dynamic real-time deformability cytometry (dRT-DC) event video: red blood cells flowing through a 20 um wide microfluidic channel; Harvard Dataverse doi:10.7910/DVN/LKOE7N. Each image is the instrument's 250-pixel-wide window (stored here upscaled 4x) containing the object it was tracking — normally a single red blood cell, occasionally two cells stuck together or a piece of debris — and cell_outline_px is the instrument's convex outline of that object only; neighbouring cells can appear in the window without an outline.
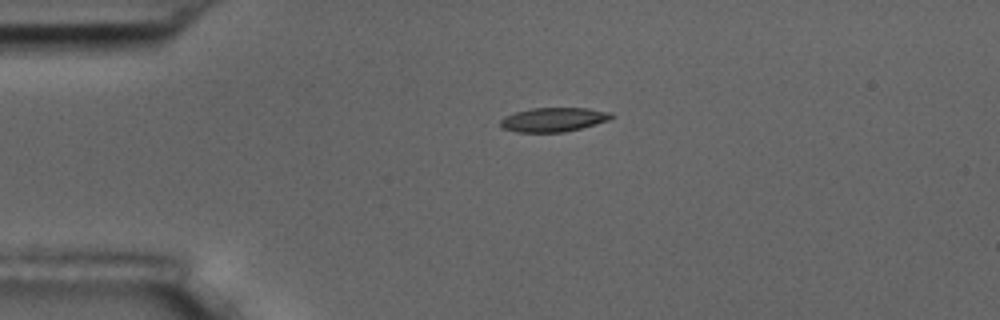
{"species": "common noctule bat (a hibernating species)", "species_latin": "Nyctalus noctula", "temperature_condition": "room temperature", "stored_images_in_passage": 2, "camera_frame_rate_fps": 3000, "um_per_image_px": 0.085, "animal": {"sex": "male", "body_mass_g": 17.5, "forearm_length_mm": 52.3}, "frame": {"image": 1, "passage_image": 1, "time_ms": 0.0, "image_size_px": [1000, 320], "cell_outline_px": [[616, 116], [608, 120], [596, 124], [564, 132], [516, 132], [500, 128], [500, 120], [504, 116], [516, 112], [532, 108], [588, 108], [612, 112]], "centroid_in_image_um": [47.05, 10.16], "position_along_channel_um": 38.0, "area_um2": 15.72}}